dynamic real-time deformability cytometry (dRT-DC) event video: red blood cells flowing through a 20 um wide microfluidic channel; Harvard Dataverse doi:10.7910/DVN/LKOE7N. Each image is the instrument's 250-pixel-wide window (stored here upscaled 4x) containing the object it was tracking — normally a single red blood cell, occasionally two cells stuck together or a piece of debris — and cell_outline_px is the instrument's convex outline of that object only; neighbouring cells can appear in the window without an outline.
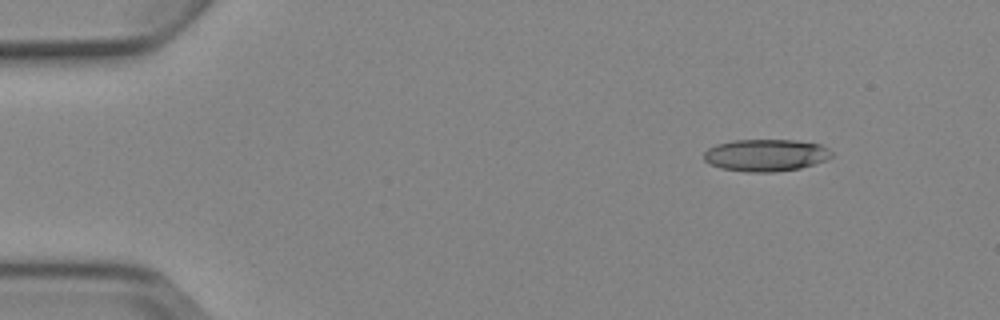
{"species": "Egyptian fruit bat (a non-hibernating species)", "species_latin": "Rousettus aegyptiacus", "temperature_condition": "cold", "stored_images_in_passage": 6, "segment_of_instrument_passage": [1, 2], "camera_frame_rate_fps": 3000, "um_per_image_px": 0.085, "animal": {"sex": "female"}, "frame": {"image": 1, "passage_image": 2, "time_ms": 1.333, "image_size_px": [1000, 320], "cell_outline_px": [[832, 156], [824, 160], [800, 168], [772, 172], [748, 172], [720, 168], [704, 160], [704, 152], [708, 148], [716, 144], [732, 140], [796, 140], [820, 144], [828, 148], [832, 152]], "centroid_in_image_um": [65.07, 13.18], "position_along_channel_um": 19.9, "area_um2": 23.81}}